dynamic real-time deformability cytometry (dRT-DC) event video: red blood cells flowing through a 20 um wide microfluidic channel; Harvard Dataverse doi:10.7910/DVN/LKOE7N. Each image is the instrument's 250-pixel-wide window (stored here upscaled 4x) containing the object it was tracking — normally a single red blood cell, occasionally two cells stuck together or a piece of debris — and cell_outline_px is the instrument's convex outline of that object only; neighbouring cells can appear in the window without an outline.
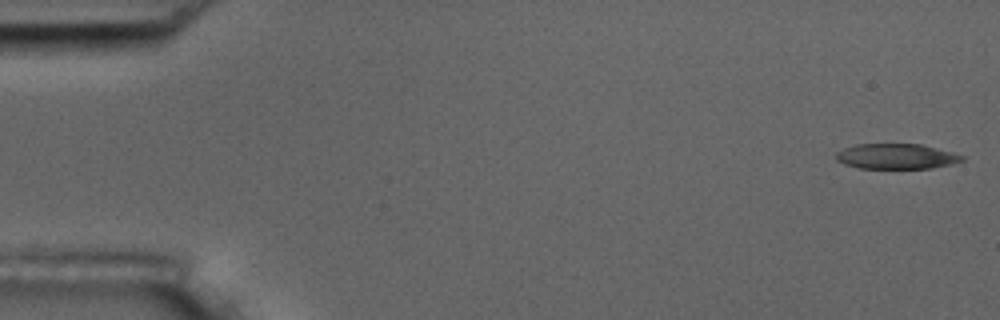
{"species": "common noctule bat (a hibernating species)", "species_latin": "Nyctalus noctula", "temperature_condition": "room temperature", "stored_images_in_passage": 6, "camera_frame_rate_fps": 3000, "um_per_image_px": 0.085, "animal": {"sex": "male", "body_mass_g": 17.5, "forearm_length_mm": 52.3}, "frame": {"image": 1, "passage_image": 1, "time_ms": 0.0, "image_size_px": [1000, 320], "cell_outline_px": [[964, 160], [952, 164], [932, 168], [860, 168], [844, 164], [836, 160], [836, 152], [844, 148], [856, 144], [920, 144], [952, 152], [964, 156]], "centroid_in_image_um": [76.18, 13.29], "position_along_channel_um": 8.8, "area_um2": 18.5}}
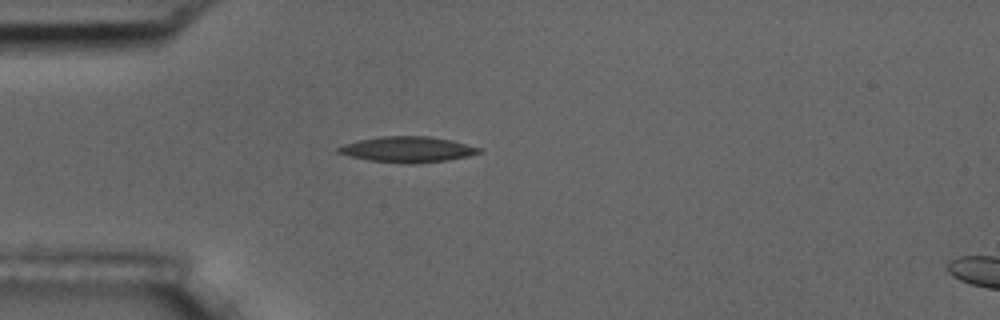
{"frame": {"image": 2, "passage_image": 5, "time_ms": 1.333, "image_size_px": [1000, 320], "cell_outline_px": [[484, 152], [468, 156], [448, 160], [412, 164], [404, 164], [368, 160], [336, 152], [336, 148], [344, 144], [360, 140], [380, 136], [428, 136], [452, 140], [484, 148]], "centroid_in_image_um": [34.71, 12.7], "position_along_channel_um": 50.3, "area_um2": 21.27}}